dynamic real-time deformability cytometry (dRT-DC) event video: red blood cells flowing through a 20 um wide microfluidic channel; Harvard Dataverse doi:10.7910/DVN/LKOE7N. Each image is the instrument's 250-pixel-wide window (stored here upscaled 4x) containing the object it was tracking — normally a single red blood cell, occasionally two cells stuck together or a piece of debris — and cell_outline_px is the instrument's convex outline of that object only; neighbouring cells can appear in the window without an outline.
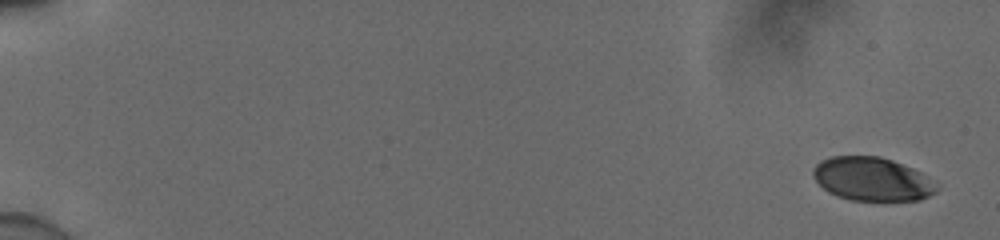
{"species": "human", "species_latin": "Homo sapiens", "temperature_condition": "cold", "stored_images_in_passage": 31, "camera_frame_rate_fps": 3000, "um_per_image_px": 0.085, "donor": {"sex": "male"}, "frame": {"image": 1, "passage_image": 1, "time_ms": 0.0, "image_size_px": [1000, 240], "cell_outline_px": [[940, 188], [936, 192], [920, 200], [852, 200], [836, 196], [828, 192], [816, 180], [812, 172], [816, 164], [820, 160], [832, 156], [880, 156], [892, 160], [912, 168], [920, 172]], "centroid_in_image_um": [74.11, 15.22], "position_along_channel_um": 10.9, "area_um2": 31.15}}
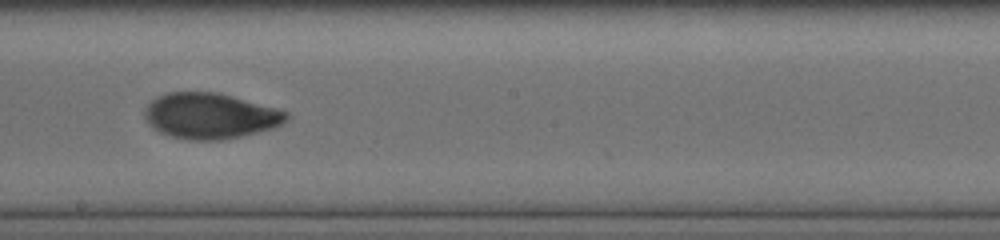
{"frame": {"image": 2, "passage_image": 14, "time_ms": 4.333, "image_size_px": [1000, 240], "cell_outline_px": [[292, 116], [284, 124], [276, 128], [240, 136], [220, 140], [188, 140], [172, 136], [160, 132], [148, 124], [144, 120], [144, 108], [156, 96], [168, 92], [216, 92], [280, 108], [288, 112]], "centroid_in_image_um": [17.91, 9.84], "position_along_channel_um": 230.3, "area_um2": 38.26}}
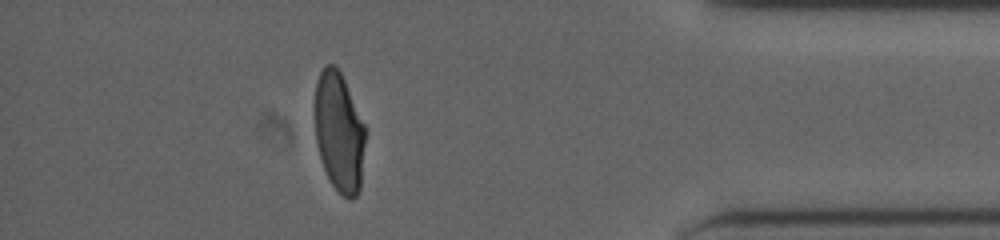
{"frame": {"image": 3, "passage_image": 27, "time_ms": 8.667, "image_size_px": [1000, 240], "cell_outline_px": [[364, 144], [360, 188], [356, 196], [352, 200], [348, 200], [332, 184], [324, 168], [316, 144], [316, 80], [324, 64], [332, 64], [340, 72], [344, 80], [364, 124]], "centroid_in_image_um": [28.82, 11.23], "position_along_channel_um": 406.4, "area_um2": 34.51}}